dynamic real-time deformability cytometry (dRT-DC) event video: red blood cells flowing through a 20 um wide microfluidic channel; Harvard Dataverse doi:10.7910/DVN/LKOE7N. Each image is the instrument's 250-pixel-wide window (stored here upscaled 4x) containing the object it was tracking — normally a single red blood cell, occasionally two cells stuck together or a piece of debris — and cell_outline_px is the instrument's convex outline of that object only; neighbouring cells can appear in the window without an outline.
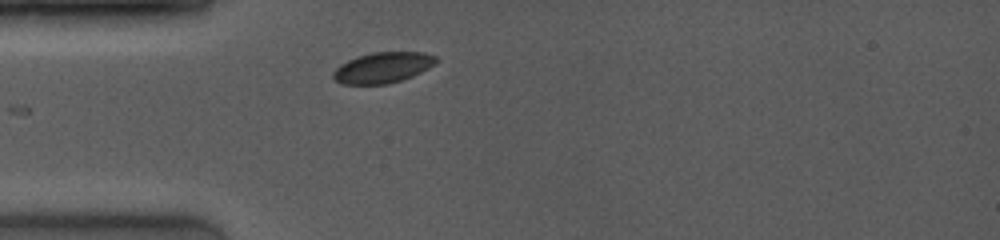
{"species": "common noctule bat (a hibernating species)", "species_latin": "Nyctalus noctula", "temperature_condition": "room temperature", "stored_images_in_passage": 2, "camera_frame_rate_fps": 4000, "um_per_image_px": 0.085, "animal": {"sex": "female", "body_mass_g": 19.0, "forearm_length_mm": 53.3}, "frame": {"image": 1, "passage_image": 2, "time_ms": 1.0, "image_size_px": [1000, 240], "cell_outline_px": [[440, 60], [428, 68], [412, 76], [388, 84], [340, 84], [332, 76], [332, 72], [340, 64], [356, 56], [372, 52], [424, 52], [436, 56]], "centroid_in_image_um": [32.53, 5.73], "position_along_channel_um": 52.5, "area_um2": 18.5}}